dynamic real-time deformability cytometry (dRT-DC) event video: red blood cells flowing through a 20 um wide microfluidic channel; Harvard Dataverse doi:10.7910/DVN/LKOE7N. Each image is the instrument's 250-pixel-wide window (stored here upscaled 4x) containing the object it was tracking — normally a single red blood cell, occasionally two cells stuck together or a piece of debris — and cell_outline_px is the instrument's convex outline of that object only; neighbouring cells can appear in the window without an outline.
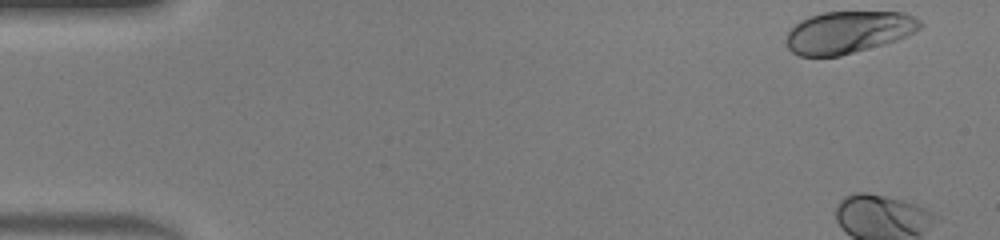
{"species": "human", "species_latin": "Homo sapiens", "temperature_condition": "warm", "stored_images_in_passage": 6, "camera_frame_rate_fps": 3000, "um_per_image_px": 0.085, "donor": {"sex": "male"}, "frame": {"image": 1, "passage_image": 1, "time_ms": 0.0, "image_size_px": [1000, 240], "cell_outline_px": [[924, 24], [916, 32], [908, 36], [884, 44], [840, 56], [800, 56], [792, 52], [788, 48], [784, 40], [788, 32], [800, 20], [808, 16], [824, 12], [904, 12], [920, 20]], "centroid_in_image_um": [72.11, 2.73], "position_along_channel_um": 12.9, "area_um2": 33.06}}